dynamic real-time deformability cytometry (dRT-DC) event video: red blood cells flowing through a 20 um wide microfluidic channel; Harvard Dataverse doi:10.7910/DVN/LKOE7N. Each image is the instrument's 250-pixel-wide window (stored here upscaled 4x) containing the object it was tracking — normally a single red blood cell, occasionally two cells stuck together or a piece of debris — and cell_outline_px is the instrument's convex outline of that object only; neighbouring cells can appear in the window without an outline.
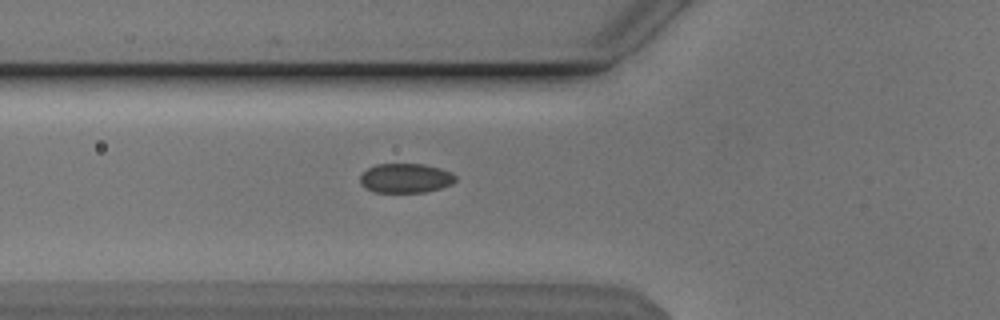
{"species": "Egyptian fruit bat (a non-hibernating species)", "species_latin": "Rousettus aegyptiacus", "temperature_condition": "cold", "stored_images_in_passage": 27, "camera_frame_rate_fps": 3000, "um_per_image_px": 0.085, "animal": {"sex": "male"}, "frame": {"image": 1, "passage_image": 3, "time_ms": 0.667, "image_size_px": [1000, 320], "cell_outline_px": [[456, 180], [452, 184], [440, 188], [424, 192], [376, 192], [360, 184], [360, 176], [368, 168], [376, 164], [424, 164], [440, 168], [452, 172], [456, 176]], "centroid_in_image_um": [34.5, 15.13], "position_along_channel_um": 91.3, "area_um2": 16.3}}
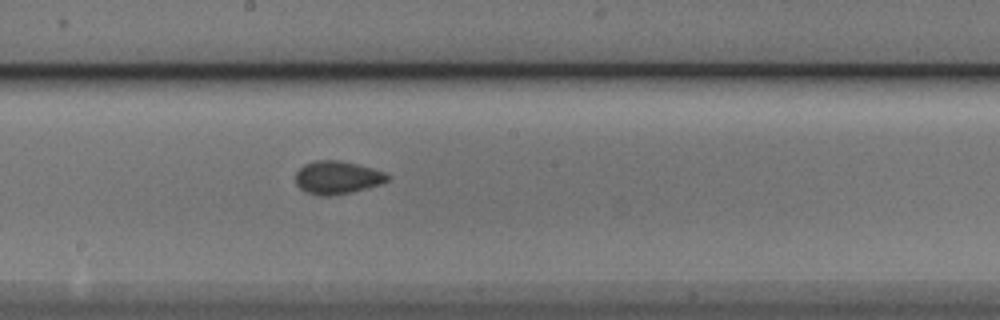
{"frame": {"image": 2, "passage_image": 13, "time_ms": 4.0, "image_size_px": [1000, 320], "cell_outline_px": [[388, 180], [380, 184], [352, 192], [332, 196], [320, 196], [308, 192], [300, 188], [296, 184], [296, 172], [304, 164], [316, 160], [340, 160], [372, 168], [384, 172], [388, 176]], "centroid_in_image_um": [28.64, 15.09], "position_along_channel_um": 219.6, "area_um2": 17.57}}
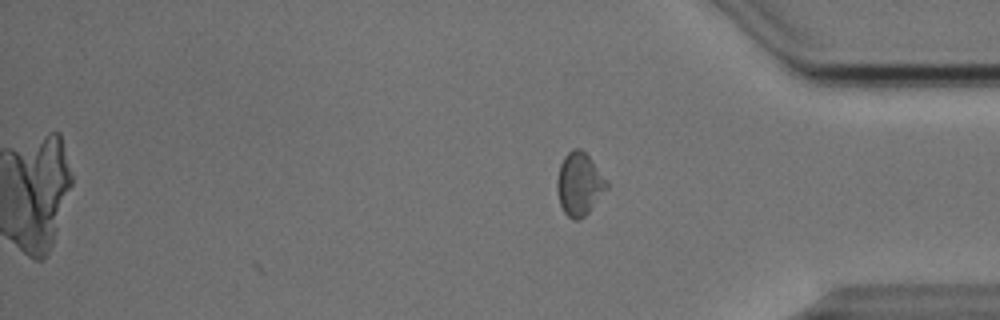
{"frame": {"image": 3, "passage_image": 27, "time_ms": 8.667, "image_size_px": [1000, 320], "cell_outline_px": [[608, 188], [588, 212], [580, 220], [572, 220], [564, 212], [560, 204], [556, 188], [556, 180], [560, 164], [564, 156], [572, 148], [580, 148], [592, 160], [608, 184]], "centroid_in_image_um": [49.21, 15.65], "position_along_channel_um": 386.0, "area_um2": 18.09}, "authors_computed_cell_mechanics": {"area_um2": 16.9932, "velocity_mm_per_s": 3.8333, "shape_relaxation_time_tau1_ms": null, "shape_relaxation_time_tau2_ms": 6.1733, "deformation_change_tau1": null, "deformation_change_tau2": 0.0802}}